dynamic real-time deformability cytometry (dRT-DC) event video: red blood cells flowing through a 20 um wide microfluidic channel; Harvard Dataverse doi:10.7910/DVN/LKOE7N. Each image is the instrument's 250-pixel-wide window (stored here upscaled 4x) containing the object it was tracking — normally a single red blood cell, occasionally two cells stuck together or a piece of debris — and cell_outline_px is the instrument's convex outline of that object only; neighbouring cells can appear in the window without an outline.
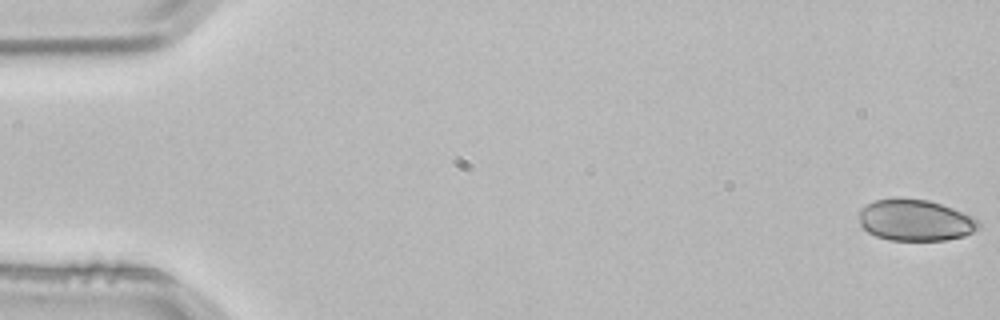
{"species": "common noctule bat (a hibernating species)", "species_latin": "Nyctalus noctula", "temperature_condition": "room temperature", "stored_images_in_passage": 4, "camera_frame_rate_fps": 3000, "um_per_image_px": 0.085, "animal": {"sex": "male", "body_mass_g": 21.5, "forearm_length_mm": 52.0}, "frame": {"image": 1, "passage_image": 1, "time_ms": 0.0, "image_size_px": [1000, 320], "cell_outline_px": [[980, 228], [964, 236], [944, 240], [888, 240], [876, 236], [868, 232], [860, 224], [860, 208], [876, 200], [896, 196], [928, 200], [952, 208], [972, 216], [980, 224]], "centroid_in_image_um": [77.78, 18.7], "position_along_channel_um": 7.2, "area_um2": 28.96}}